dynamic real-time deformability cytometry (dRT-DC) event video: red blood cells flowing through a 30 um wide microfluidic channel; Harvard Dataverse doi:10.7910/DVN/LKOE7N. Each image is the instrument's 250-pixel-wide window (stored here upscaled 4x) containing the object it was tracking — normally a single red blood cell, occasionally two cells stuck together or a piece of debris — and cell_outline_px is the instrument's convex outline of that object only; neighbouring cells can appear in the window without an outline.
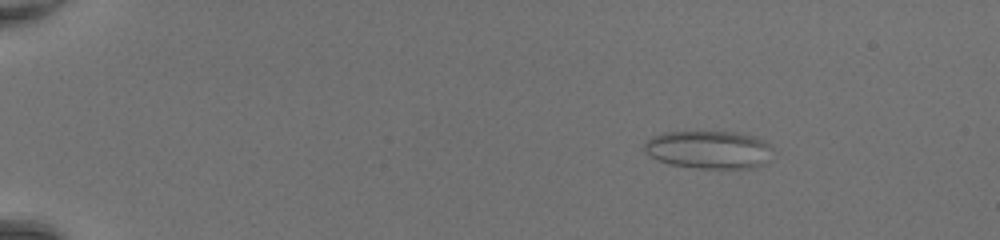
{"species": "common noctule bat (a hibernating species)", "species_latin": "Nyctalus noctula", "temperature_condition": "room temperature", "stored_images_in_passage": 43, "camera_frame_rate_fps": 3000, "um_per_image_px": 0.085, "animal": {"sex": "female", "body_mass_g": 20.0, "forearm_length_mm": 54.0}, "frame": {"image": 1, "passage_image": 1, "time_ms": 0.0, "image_size_px": [1000, 240], "cell_outline_px": [[772, 148], [760, 164], [740, 168], [700, 168], [672, 164], [660, 160], [644, 152], [644, 144], [652, 136], [664, 132], [736, 132], [752, 136], [764, 140]], "centroid_in_image_um": [60.17, 12.69], "position_along_channel_um": 24.8, "area_um2": 27.57}}
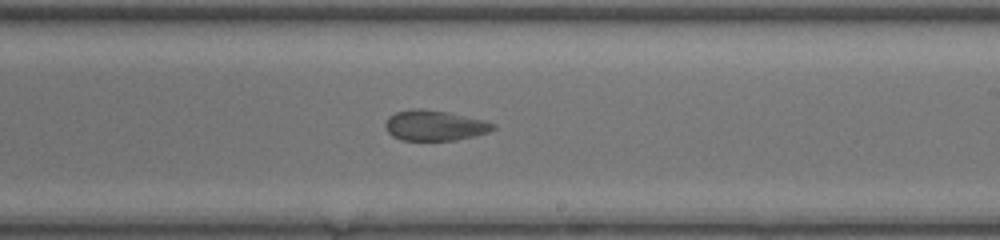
{"frame": {"image": 2, "passage_image": 25, "time_ms": 8.0, "image_size_px": [1000, 240], "cell_outline_px": [[496, 128], [488, 132], [456, 140], [400, 140], [392, 136], [388, 132], [384, 124], [388, 116], [396, 112], [412, 108], [420, 108], [448, 112], [484, 120], [496, 124]], "centroid_in_image_um": [36.92, 10.66], "position_along_channel_um": 252.1, "area_um2": 19.13}}
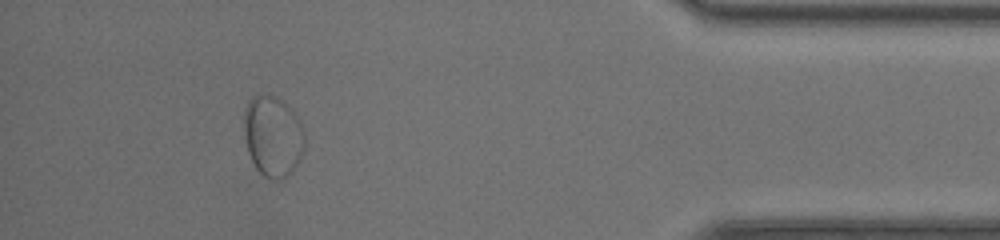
{"frame": {"image": 3, "passage_image": 39, "time_ms": 12.667, "image_size_px": [1000, 240], "cell_outline_px": [[304, 148], [300, 160], [288, 176], [284, 180], [272, 180], [264, 176], [256, 168], [248, 152], [244, 132], [244, 108], [248, 100], [252, 96], [276, 96], [300, 120], [304, 132]], "centroid_in_image_um": [23.19, 11.61], "position_along_channel_um": 412.0, "area_um2": 28.5}}